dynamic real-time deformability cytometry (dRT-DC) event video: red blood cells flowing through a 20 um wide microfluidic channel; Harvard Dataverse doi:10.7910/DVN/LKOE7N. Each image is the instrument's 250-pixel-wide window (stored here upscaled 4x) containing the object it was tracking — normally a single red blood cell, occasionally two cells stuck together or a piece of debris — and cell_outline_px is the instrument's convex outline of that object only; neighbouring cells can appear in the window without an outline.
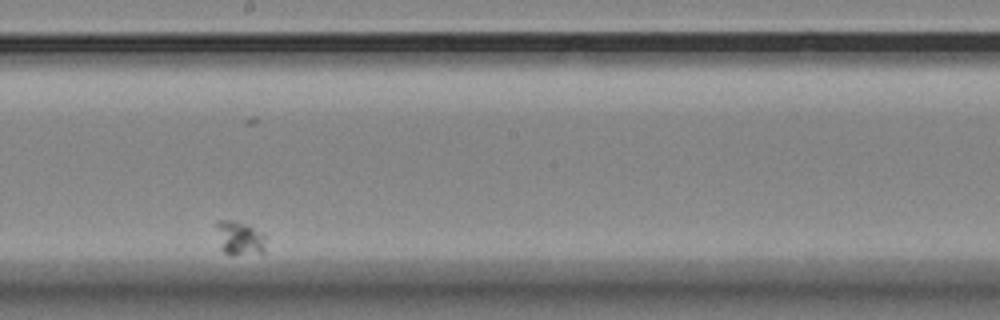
{"species": "Egyptian fruit bat (a non-hibernating species)", "species_latin": "Rousettus aegyptiacus", "temperature_condition": "room temperature", "stored_images_in_passage": 43, "camera_frame_rate_fps": 3000, "um_per_image_px": 0.085, "animal": {"sex": "female"}, "frame": {"image": 1, "passage_image": 25, "time_ms": 8.0, "image_size_px": [1000, 320], "cell_outline_px": [[264, 252], [232, 256], [224, 252], [220, 248], [216, 228], [216, 224], [220, 220], [232, 220], [248, 224], [264, 232]], "centroid_in_image_um": [20.36, 20.24], "position_along_channel_um": 227.8, "area_um2": 10.0}}